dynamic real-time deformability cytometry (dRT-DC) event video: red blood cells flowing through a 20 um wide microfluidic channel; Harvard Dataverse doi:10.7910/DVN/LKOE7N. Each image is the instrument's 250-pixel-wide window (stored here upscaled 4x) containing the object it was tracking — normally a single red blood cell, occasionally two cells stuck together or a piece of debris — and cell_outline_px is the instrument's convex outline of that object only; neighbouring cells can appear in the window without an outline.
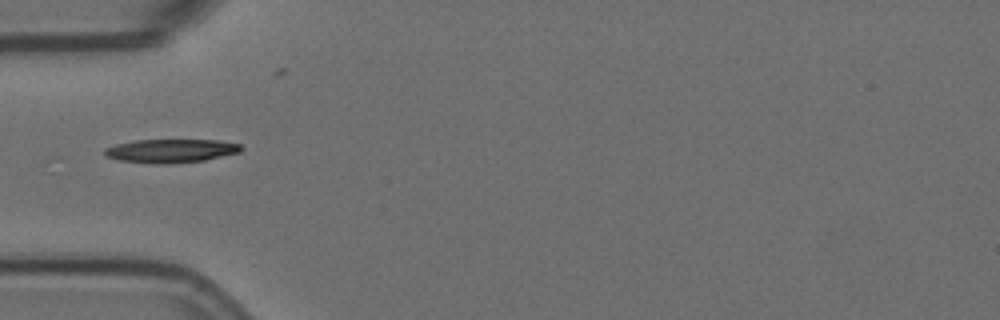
{"species": "Egyptian fruit bat (a non-hibernating species)", "species_latin": "Rousettus aegyptiacus", "temperature_condition": "room temperature", "stored_images_in_passage": 7, "camera_frame_rate_fps": 3000, "um_per_image_px": 0.085, "animal": {"sex": "female"}, "frame": {"image": 1, "passage_image": 6, "time_ms": 1.667, "image_size_px": [1000, 320], "cell_outline_px": [[244, 148], [240, 152], [204, 160], [168, 164], [156, 164], [120, 160], [104, 156], [104, 148], [116, 144], [136, 140], [216, 140], [240, 144]], "centroid_in_image_um": [14.51, 12.82], "position_along_channel_um": 70.5, "area_um2": 18.73}}
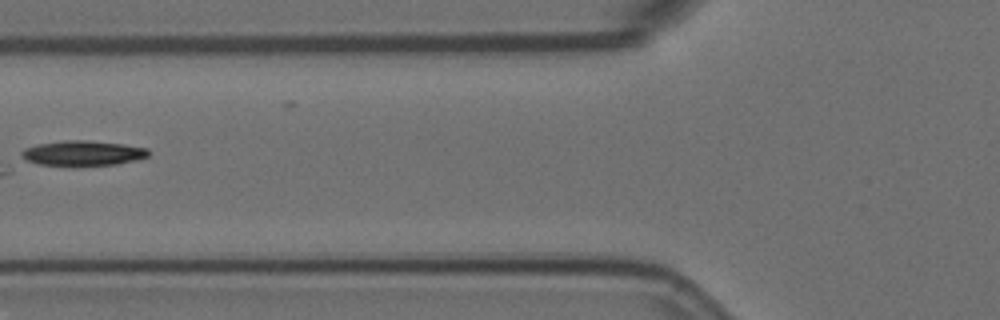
{"frame": {"image": 2, "passage_image": 7, "time_ms": 2.0, "image_size_px": [1000, 320], "cell_outline_px": [[148, 156], [136, 160], [116, 164], [76, 168], [72, 168], [40, 164], [28, 160], [20, 152], [24, 148], [36, 144], [64, 140], [88, 140], [124, 144], [148, 148]], "centroid_in_image_um": [7.04, 13.04], "position_along_channel_um": 118.8, "area_um2": 19.13}}